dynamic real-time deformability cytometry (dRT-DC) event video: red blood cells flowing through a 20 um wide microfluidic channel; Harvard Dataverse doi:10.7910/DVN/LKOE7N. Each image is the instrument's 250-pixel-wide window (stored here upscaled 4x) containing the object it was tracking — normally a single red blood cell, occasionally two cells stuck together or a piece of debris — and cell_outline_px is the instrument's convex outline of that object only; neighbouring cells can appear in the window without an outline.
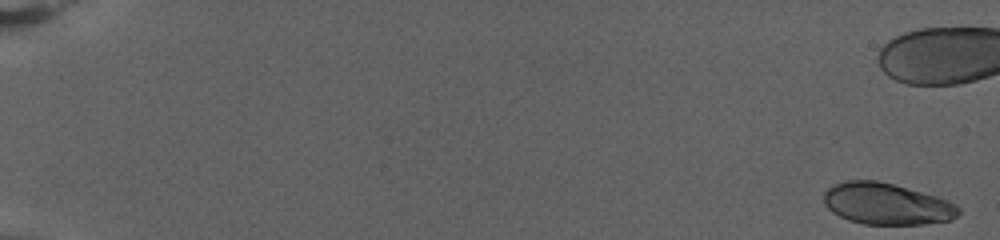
{"species": "human", "species_latin": "Homo sapiens", "temperature_condition": "warm", "stored_images_in_passage": 63, "camera_frame_rate_fps": 3000, "um_per_image_px": 0.085, "donor": {"sex": "female"}, "frame": {"image": 1, "passage_image": 1, "time_ms": 0.0, "image_size_px": [1000, 240], "cell_outline_px": [[960, 212], [952, 220], [924, 224], [864, 224], [848, 220], [832, 212], [824, 204], [824, 192], [832, 184], [848, 180], [876, 180], [892, 184], [936, 196], [948, 200], [956, 204], [960, 208]], "centroid_in_image_um": [75.36, 17.33], "position_along_channel_um": 9.6, "area_um2": 32.6}}
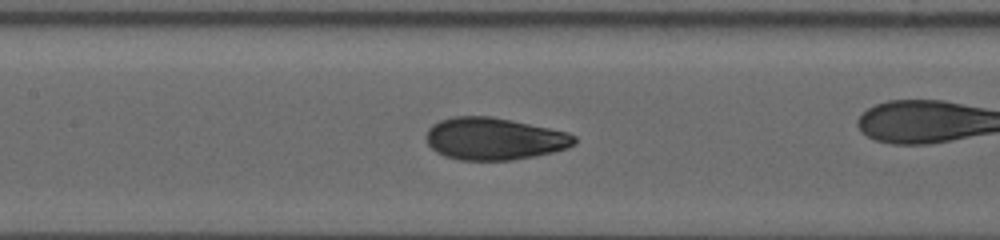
{"frame": {"image": 2, "passage_image": 39, "time_ms": 12.667, "image_size_px": [1000, 240], "cell_outline_px": [[576, 144], [568, 148], [536, 156], [512, 160], [460, 160], [444, 156], [436, 152], [428, 144], [428, 128], [432, 124], [440, 120], [452, 116], [492, 116], [512, 120], [568, 132], [576, 136]], "centroid_in_image_um": [42.03, 11.79], "position_along_channel_um": 165.4, "area_um2": 36.59}}
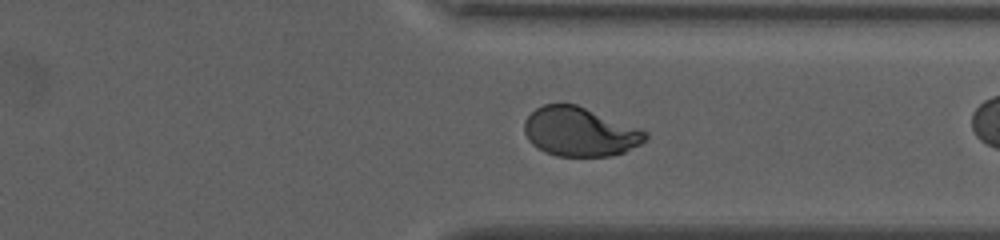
{"frame": {"image": 3, "passage_image": 60, "time_ms": 19.667, "image_size_px": [1000, 240], "cell_outline_px": [[648, 140], [624, 152], [612, 156], [556, 156], [544, 152], [536, 148], [528, 140], [524, 132], [524, 120], [536, 108], [544, 104], [576, 104], [640, 128], [648, 132]], "centroid_in_image_um": [49.29, 11.21], "position_along_channel_um": 362.1, "area_um2": 34.85}}